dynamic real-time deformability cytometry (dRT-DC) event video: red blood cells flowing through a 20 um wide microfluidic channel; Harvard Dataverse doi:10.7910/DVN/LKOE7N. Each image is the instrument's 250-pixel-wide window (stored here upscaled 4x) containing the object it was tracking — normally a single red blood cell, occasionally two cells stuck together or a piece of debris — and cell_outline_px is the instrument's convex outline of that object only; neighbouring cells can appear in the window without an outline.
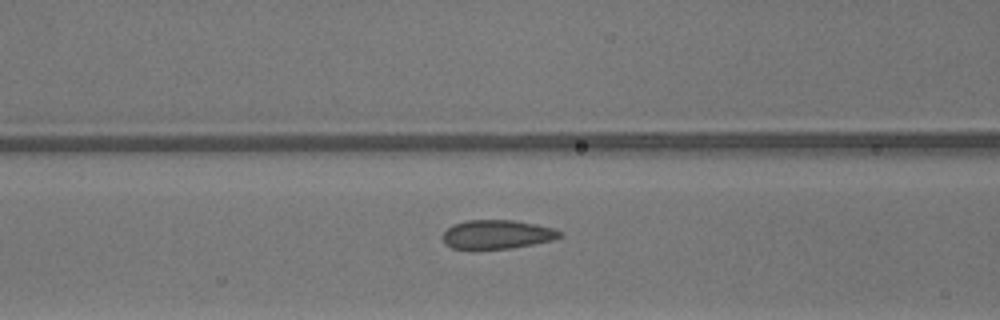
{"species": "common noctule bat (a hibernating species)", "species_latin": "Nyctalus noctula", "temperature_condition": "warm", "stored_images_in_passage": 44, "camera_frame_rate_fps": 3000, "um_per_image_px": 0.085, "animal": {"sex": "male", "body_mass_g": 13.3}, "frame": {"image": 1, "passage_image": 15, "time_ms": 4.667, "image_size_px": [1000, 320], "cell_outline_px": [[564, 236], [552, 240], [512, 248], [472, 252], [452, 248], [444, 244], [444, 232], [452, 224], [468, 220], [512, 220], [536, 224], [556, 228], [564, 232]], "centroid_in_image_um": [42.24, 19.96], "position_along_channel_um": 124.4, "area_um2": 20.52}}
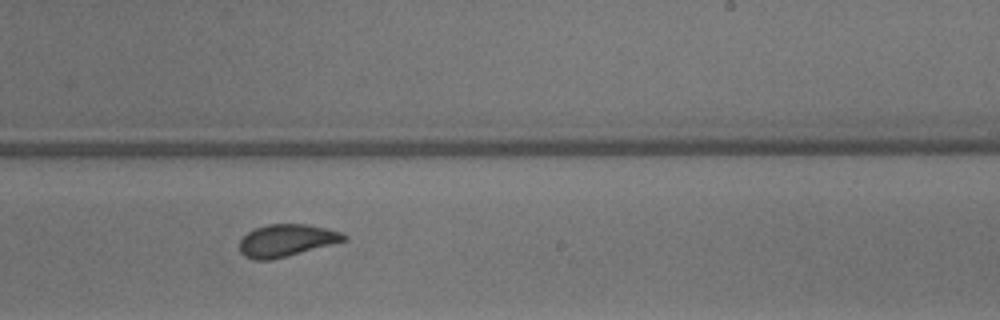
{"frame": {"image": 2, "passage_image": 25, "time_ms": 8.0, "image_size_px": [1000, 320], "cell_outline_px": [[348, 240], [272, 260], [256, 260], [244, 256], [240, 252], [240, 240], [248, 232], [256, 228], [268, 224], [308, 224], [340, 232], [348, 236]], "centroid_in_image_um": [24.35, 20.44], "position_along_channel_um": 264.6, "area_um2": 19.54}}
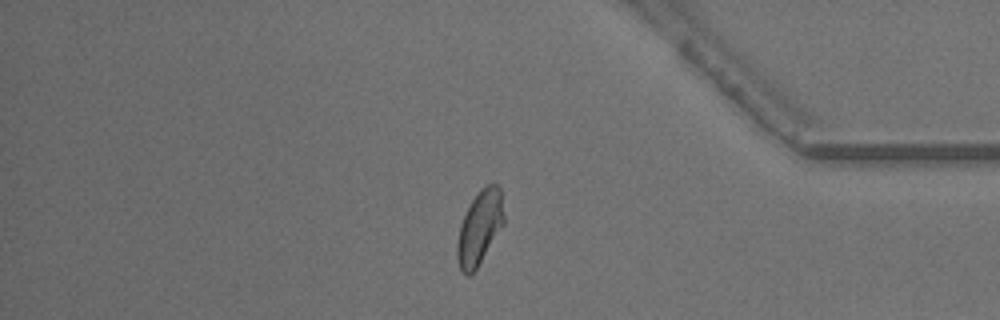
{"frame": {"image": 3, "passage_image": 36, "time_ms": 11.667, "image_size_px": [1000, 320], "cell_outline_px": [[504, 224], [476, 268], [468, 276], [464, 276], [460, 268], [456, 256], [456, 244], [460, 224], [472, 200], [488, 184], [496, 184], [500, 188], [504, 216]], "centroid_in_image_um": [40.75, 19.38], "position_along_channel_um": 394.4, "area_um2": 19.71}, "authors_computed_cell_mechanics": {"area_um2": 20.2011, "velocity_mm_per_s": 4.2086, "shape_relaxation_time_tau1_ms": 4.8195, "shape_relaxation_time_tau2_ms": 0.5746, "deformation_change_tau1": 0.1235, "deformation_change_tau2": 0.0579}}